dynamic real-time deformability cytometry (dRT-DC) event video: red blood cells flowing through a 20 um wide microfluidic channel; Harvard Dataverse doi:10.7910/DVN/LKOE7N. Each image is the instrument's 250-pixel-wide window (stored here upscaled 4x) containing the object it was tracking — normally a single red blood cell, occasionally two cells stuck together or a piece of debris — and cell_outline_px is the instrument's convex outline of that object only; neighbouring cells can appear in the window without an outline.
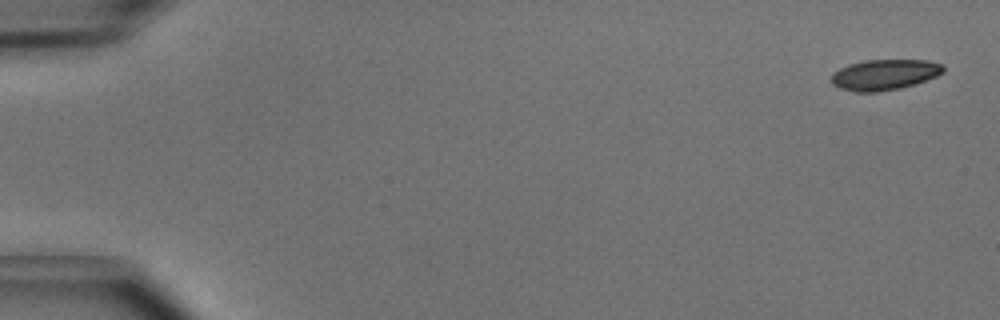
{"species": "common noctule bat (a hibernating species)", "species_latin": "Nyctalus noctula", "temperature_condition": "cold", "stored_images_in_passage": 6, "camera_frame_rate_fps": 3000, "um_per_image_px": 0.085, "animal": {"sex": "male", "body_mass_g": 15.6}, "frame": {"image": 1, "passage_image": 1, "time_ms": 0.0, "image_size_px": [1000, 320], "cell_outline_px": [[944, 72], [936, 76], [900, 88], [876, 92], [856, 92], [840, 88], [832, 84], [832, 72], [848, 64], [864, 60], [928, 60], [944, 64]], "centroid_in_image_um": [75.17, 6.33], "position_along_channel_um": 9.8, "area_um2": 19.94}}
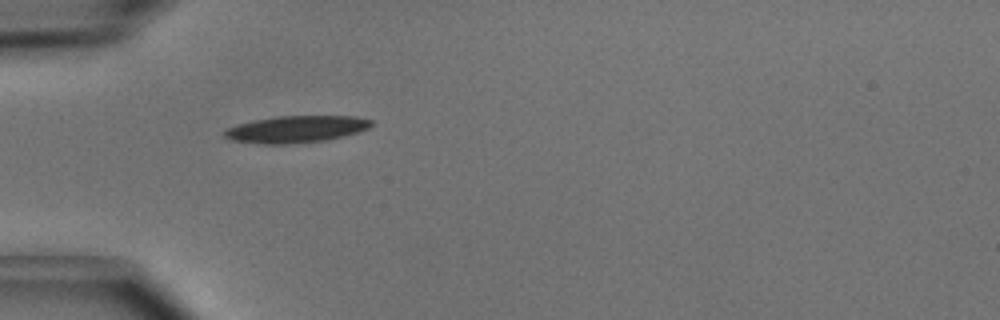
{"frame": {"image": 2, "passage_image": 5, "time_ms": 1.333, "image_size_px": [1000, 320], "cell_outline_px": [[372, 124], [368, 128], [356, 132], [324, 140], [284, 144], [264, 144], [232, 140], [224, 136], [224, 132], [228, 128], [252, 120], [276, 116], [356, 116], [372, 120]], "centroid_in_image_um": [25.16, 10.97], "position_along_channel_um": 59.8, "area_um2": 22.6}}